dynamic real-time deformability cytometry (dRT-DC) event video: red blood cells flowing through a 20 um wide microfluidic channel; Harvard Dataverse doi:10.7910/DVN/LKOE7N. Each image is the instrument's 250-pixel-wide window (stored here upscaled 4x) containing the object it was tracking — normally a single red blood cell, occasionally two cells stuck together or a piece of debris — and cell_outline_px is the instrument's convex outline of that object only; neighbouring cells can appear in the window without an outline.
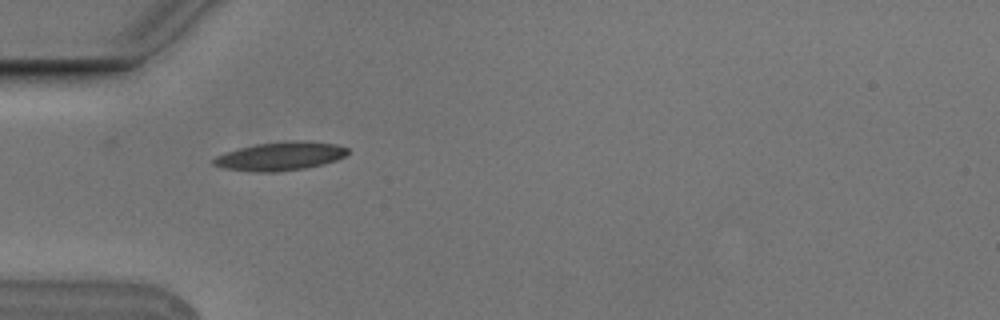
{"species": "Egyptian fruit bat (a non-hibernating species)", "species_latin": "Rousettus aegyptiacus", "temperature_condition": "cold", "stored_images_in_passage": 2, "camera_frame_rate_fps": 3000, "um_per_image_px": 0.085, "animal": {"sex": "male"}, "frame": {"image": 1, "passage_image": 1, "time_ms": 0.0, "image_size_px": [1000, 320], "cell_outline_px": [[348, 152], [344, 156], [336, 160], [324, 164], [304, 168], [276, 172], [260, 172], [224, 168], [212, 164], [212, 160], [216, 156], [240, 148], [256, 144], [292, 140], [336, 144], [348, 148]], "centroid_in_image_um": [23.83, 13.28], "position_along_channel_um": 61.2, "area_um2": 21.96}}